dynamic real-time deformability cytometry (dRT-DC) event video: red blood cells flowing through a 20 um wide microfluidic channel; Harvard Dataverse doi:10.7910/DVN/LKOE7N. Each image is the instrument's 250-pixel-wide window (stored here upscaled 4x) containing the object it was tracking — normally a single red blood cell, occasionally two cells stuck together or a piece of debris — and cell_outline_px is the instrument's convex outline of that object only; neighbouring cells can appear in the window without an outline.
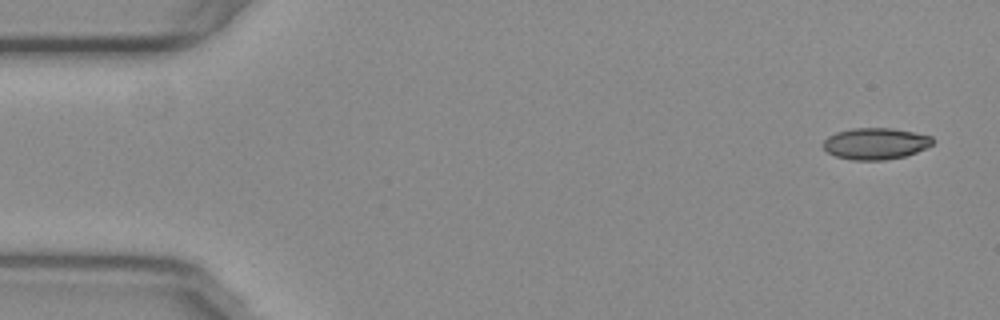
{"species": "common noctule bat (a hibernating species)", "species_latin": "Nyctalus noctula", "temperature_condition": "warm", "stored_images_in_passage": 43, "camera_frame_rate_fps": 3000, "um_per_image_px": 0.085, "animal": {"sex": "female", "body_mass_g": 29.2, "forearm_length_mm": 56.3}, "frame": {"image": 1, "passage_image": 1, "time_ms": 0.0, "image_size_px": [1000, 320], "cell_outline_px": [[932, 144], [916, 152], [904, 156], [884, 160], [852, 160], [836, 156], [828, 152], [824, 148], [824, 140], [828, 136], [836, 132], [852, 128], [892, 128], [932, 136]], "centroid_in_image_um": [74.39, 12.2], "position_along_channel_um": 10.6, "area_um2": 19.88}}
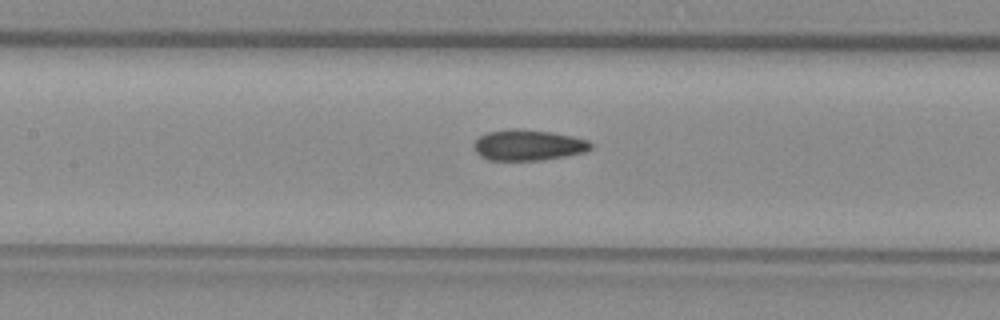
{"frame": {"image": 2, "passage_image": 23, "time_ms": 7.333, "image_size_px": [1000, 320], "cell_outline_px": [[592, 148], [584, 152], [564, 156], [540, 160], [488, 160], [480, 156], [472, 148], [472, 144], [480, 136], [488, 132], [508, 128], [520, 128], [552, 132], [572, 136], [588, 140], [592, 144]], "centroid_in_image_um": [44.86, 12.32], "position_along_channel_um": 162.5, "area_um2": 21.15}}
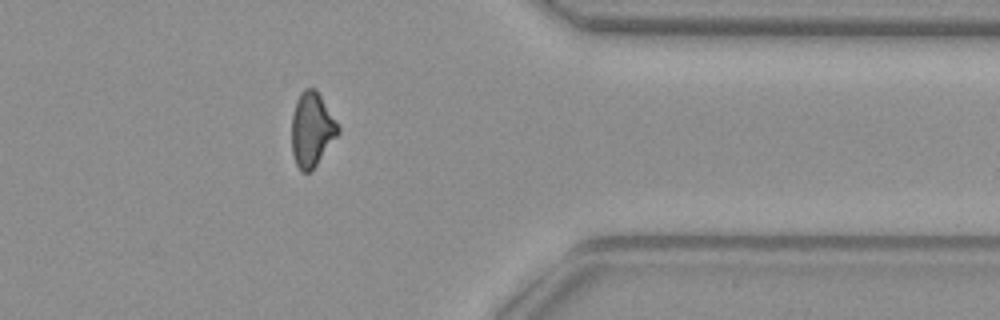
{"frame": {"image": 3, "passage_image": 42, "time_ms": 13.667, "image_size_px": [1000, 320], "cell_outline_px": [[340, 132], [316, 164], [308, 172], [304, 172], [296, 164], [292, 152], [292, 112], [296, 100], [300, 92], [304, 88], [316, 88], [340, 128]], "centroid_in_image_um": [26.49, 10.96], "position_along_channel_um": 384.9, "area_um2": 19.83}}